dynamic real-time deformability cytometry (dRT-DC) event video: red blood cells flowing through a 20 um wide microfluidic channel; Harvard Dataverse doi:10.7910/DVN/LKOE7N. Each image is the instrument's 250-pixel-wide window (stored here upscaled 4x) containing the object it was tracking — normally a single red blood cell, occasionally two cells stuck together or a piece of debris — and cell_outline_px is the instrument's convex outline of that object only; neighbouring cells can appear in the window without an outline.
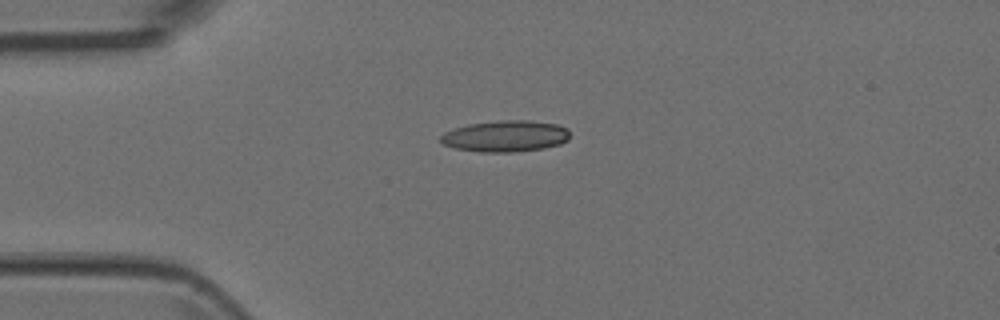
{"species": "Egyptian fruit bat (a non-hibernating species)", "species_latin": "Rousettus aegyptiacus", "temperature_condition": "room temperature", "stored_images_in_passage": 6, "camera_frame_rate_fps": 3000, "um_per_image_px": 0.085, "animal": {"sex": "female"}, "frame": {"image": 1, "passage_image": 3, "time_ms": 0.667, "image_size_px": [1000, 320], "cell_outline_px": [[568, 140], [560, 144], [544, 148], [512, 152], [480, 152], [456, 148], [444, 144], [440, 140], [440, 136], [444, 132], [452, 128], [468, 124], [500, 120], [528, 120], [556, 124], [568, 128]], "centroid_in_image_um": [42.95, 11.56], "position_along_channel_um": 42.0, "area_um2": 23.64}}
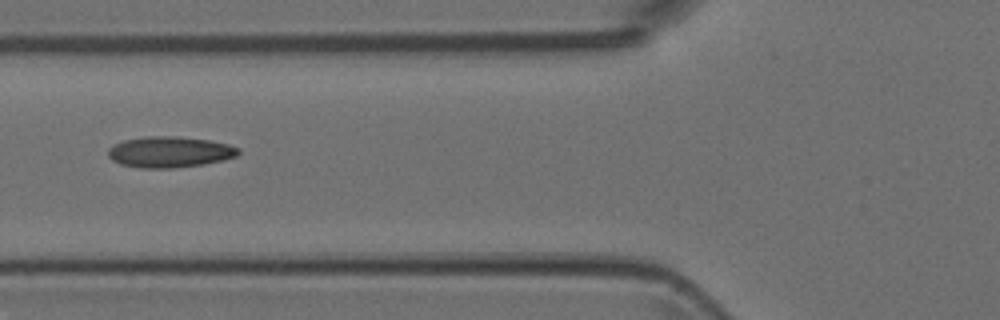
{"frame": {"image": 2, "passage_image": 5, "time_ms": 1.333, "image_size_px": [1000, 320], "cell_outline_px": [[240, 152], [236, 156], [224, 160], [204, 164], [172, 168], [140, 168], [120, 164], [112, 160], [108, 156], [108, 148], [124, 140], [148, 136], [168, 136], [208, 140], [228, 144], [240, 148]], "centroid_in_image_um": [14.42, 12.93], "position_along_channel_um": 111.4, "area_um2": 23.41}}
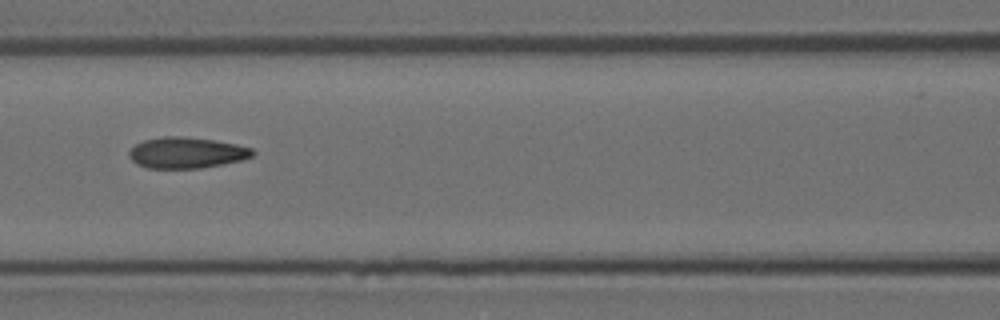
{"frame": {"image": 3, "passage_image": 6, "time_ms": 1.667, "image_size_px": [1000, 320], "cell_outline_px": [[256, 152], [252, 156], [240, 160], [200, 168], [148, 168], [136, 164], [128, 156], [128, 152], [136, 144], [144, 140], [164, 136], [180, 136], [212, 140], [236, 144], [252, 148]], "centroid_in_image_um": [15.83, 12.98], "position_along_channel_um": 150.8, "area_um2": 22.14}}